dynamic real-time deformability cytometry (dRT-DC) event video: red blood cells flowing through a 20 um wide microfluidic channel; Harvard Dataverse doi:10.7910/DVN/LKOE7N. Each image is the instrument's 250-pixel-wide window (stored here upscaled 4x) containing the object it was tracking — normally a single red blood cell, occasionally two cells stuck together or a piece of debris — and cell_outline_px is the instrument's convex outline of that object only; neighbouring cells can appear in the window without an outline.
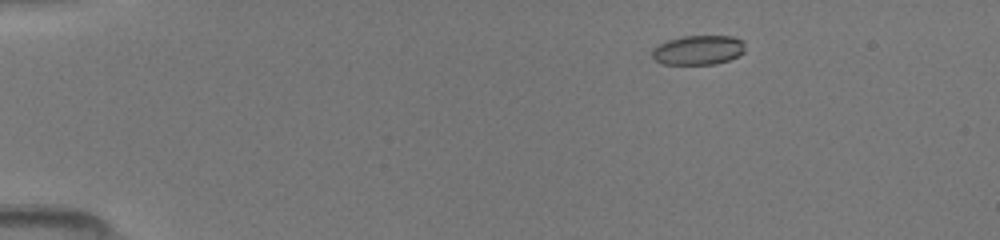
{"species": "common noctule bat (a hibernating species)", "species_latin": "Nyctalus noctula", "temperature_condition": "room temperature", "stored_images_in_passage": 49, "camera_frame_rate_fps": 3000, "um_per_image_px": 0.085, "animal": {"sex": "female", "body_mass_g": 19.5, "forearm_length_mm": 54.1}, "frame": {"image": 1, "passage_image": 8, "time_ms": 2.333, "image_size_px": [1000, 240], "cell_outline_px": [[744, 52], [728, 60], [716, 64], [664, 64], [656, 60], [652, 56], [652, 48], [668, 40], [684, 36], [732, 36], [744, 40]], "centroid_in_image_um": [59.36, 4.25], "position_along_channel_um": 25.6, "area_um2": 15.9}}
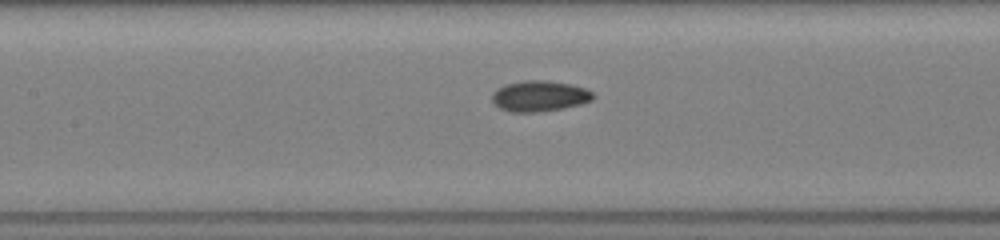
{"frame": {"image": 2, "passage_image": 24, "time_ms": 7.667, "image_size_px": [1000, 240], "cell_outline_px": [[596, 96], [592, 100], [580, 104], [564, 108], [536, 112], [508, 112], [500, 108], [492, 100], [492, 92], [496, 88], [504, 84], [524, 80], [548, 80], [568, 84], [584, 88], [592, 92]], "centroid_in_image_um": [45.83, 8.16], "position_along_channel_um": 161.6, "area_um2": 18.21}}
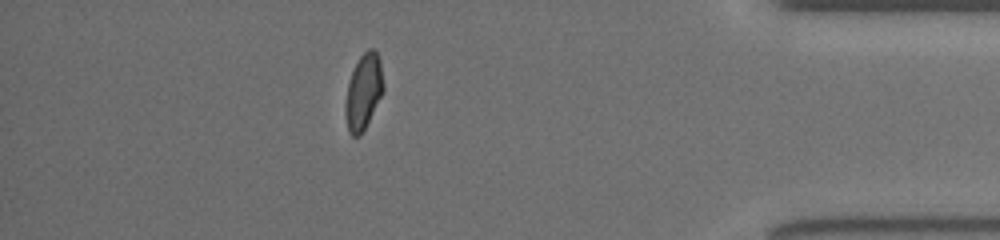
{"frame": {"image": 3, "passage_image": 44, "time_ms": 14.333, "image_size_px": [1000, 240], "cell_outline_px": [[384, 92], [360, 136], [352, 136], [348, 132], [344, 112], [344, 104], [348, 84], [352, 72], [360, 56], [368, 48], [372, 48], [376, 52], [380, 60], [384, 88]], "centroid_in_image_um": [30.89, 7.82], "position_along_channel_um": 404.3, "area_um2": 16.76}}